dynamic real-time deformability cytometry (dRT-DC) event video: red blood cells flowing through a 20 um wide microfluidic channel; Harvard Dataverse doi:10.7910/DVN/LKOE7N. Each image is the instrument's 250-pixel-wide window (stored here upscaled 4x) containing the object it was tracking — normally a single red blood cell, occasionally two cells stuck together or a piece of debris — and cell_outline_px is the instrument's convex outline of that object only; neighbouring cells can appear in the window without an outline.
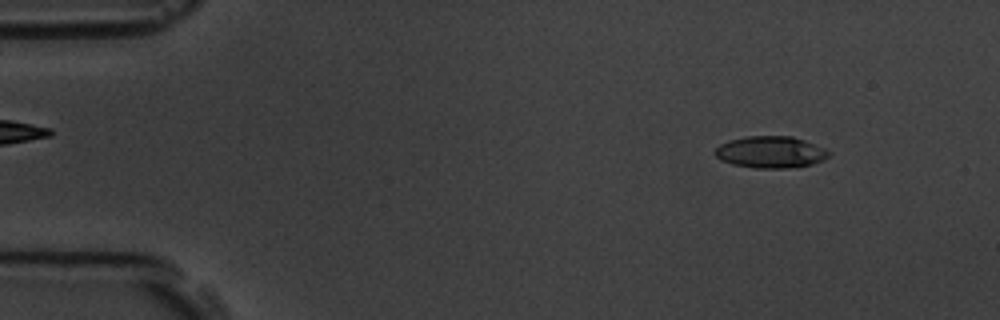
{"species": "common noctule bat (a hibernating species)", "species_latin": "Nyctalus noctula", "temperature_condition": "room temperature", "stored_images_in_passage": 4, "camera_frame_rate_fps": 3000, "um_per_image_px": 0.085, "animal": {"sex": "male", "body_mass_g": 19.5, "forearm_length_mm": 54.6}, "frame": {"image": 1, "passage_image": 1, "time_ms": 0.0, "image_size_px": [1000, 320], "cell_outline_px": [[832, 152], [824, 160], [812, 164], [788, 168], [756, 168], [732, 164], [720, 160], [712, 152], [720, 144], [728, 140], [748, 136], [792, 136], [804, 140], [824, 148]], "centroid_in_image_um": [65.48, 12.93], "position_along_channel_um": 19.5, "area_um2": 21.15}}
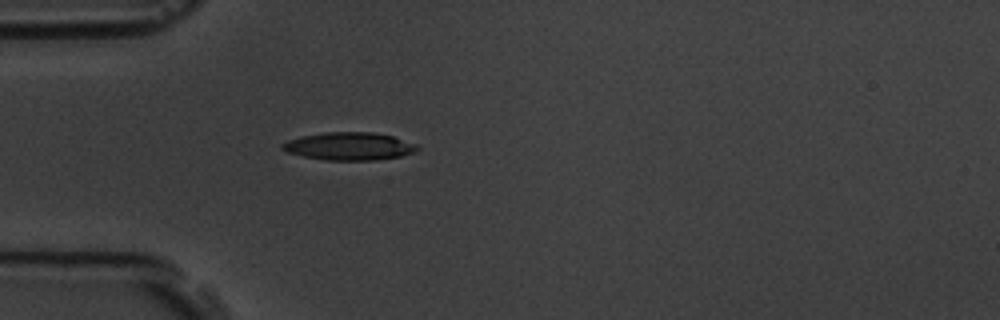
{"frame": {"image": 2, "passage_image": 4, "time_ms": 3.333, "image_size_px": [1000, 320], "cell_outline_px": [[420, 148], [412, 152], [400, 156], [372, 160], [324, 160], [304, 156], [288, 152], [280, 148], [280, 144], [288, 140], [300, 136], [324, 132], [372, 132], [392, 136], [416, 144]], "centroid_in_image_um": [29.63, 12.42], "position_along_channel_um": 55.4, "area_um2": 21.73}}